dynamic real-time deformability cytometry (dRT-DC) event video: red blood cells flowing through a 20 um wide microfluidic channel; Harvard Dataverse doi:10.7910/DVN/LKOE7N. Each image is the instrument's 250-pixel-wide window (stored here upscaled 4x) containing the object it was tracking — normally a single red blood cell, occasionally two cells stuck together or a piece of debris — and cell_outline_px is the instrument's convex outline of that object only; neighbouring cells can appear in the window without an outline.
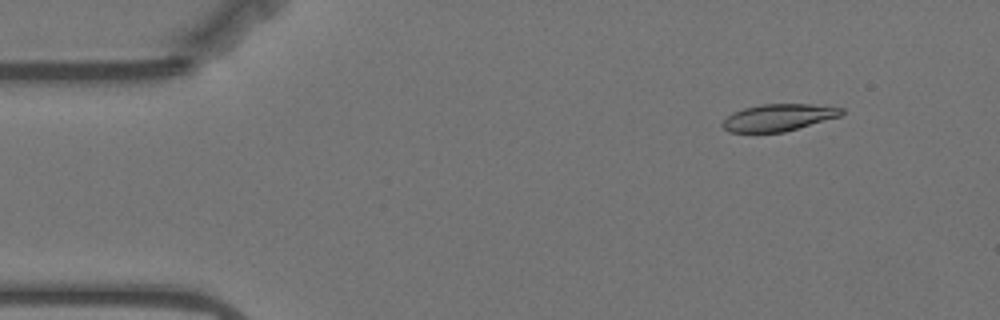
{"species": "Egyptian fruit bat (a non-hibernating species)", "species_latin": "Rousettus aegyptiacus", "temperature_condition": "warm", "stored_images_in_passage": 57, "camera_frame_rate_fps": 3000, "um_per_image_px": 0.085, "animal": {"sex": "female"}, "frame": {"image": 1, "passage_image": 6, "time_ms": 1.667, "image_size_px": [1000, 320], "cell_outline_px": [[844, 112], [840, 116], [784, 132], [728, 132], [720, 124], [732, 112], [744, 108], [760, 104], [812, 104], [844, 108]], "centroid_in_image_um": [66.16, 9.98], "position_along_channel_um": 18.8, "area_um2": 18.67}}
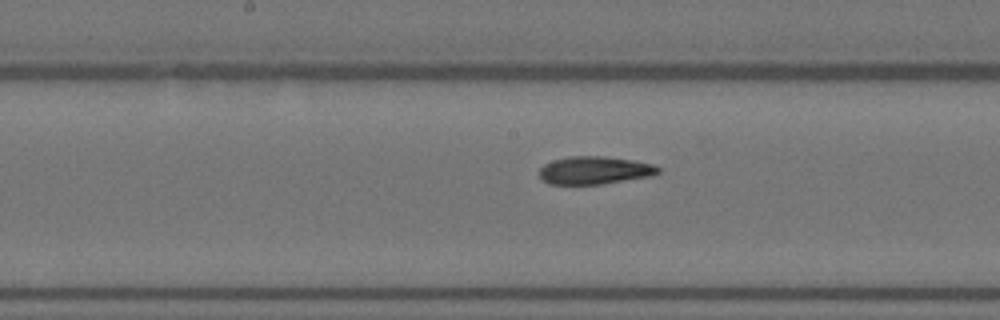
{"frame": {"image": 2, "passage_image": 28, "time_ms": 9.0, "image_size_px": [1000, 320], "cell_outline_px": [[660, 172], [652, 176], [600, 184], [548, 184], [540, 176], [540, 168], [544, 164], [552, 160], [568, 156], [604, 156], [632, 160], [652, 164], [660, 168]], "centroid_in_image_um": [50.53, 14.47], "position_along_channel_um": 197.7, "area_um2": 19.25}}
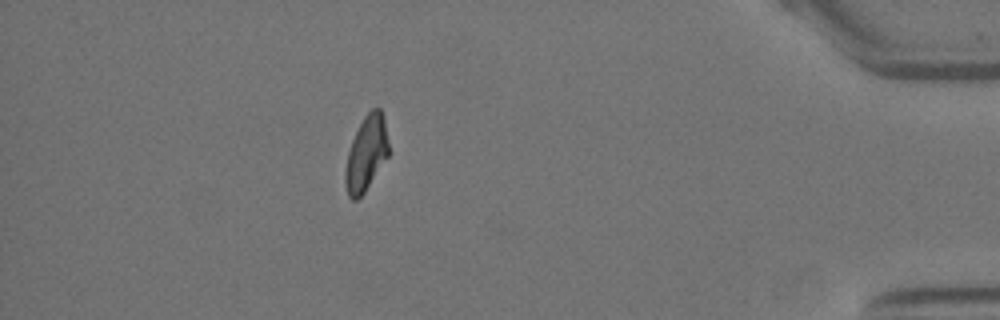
{"frame": {"image": 3, "passage_image": 50, "time_ms": 16.333, "image_size_px": [1000, 320], "cell_outline_px": [[388, 156], [364, 192], [356, 200], [352, 200], [348, 196], [344, 184], [344, 172], [348, 152], [352, 140], [364, 116], [372, 108], [380, 108], [384, 120], [388, 144]], "centroid_in_image_um": [31.1, 13.07], "position_along_channel_um": 404.1, "area_um2": 18.67}, "authors_computed_cell_mechanics": {"area_um2": 19.5942, "velocity_mm_per_s": 3.5223, "shape_relaxation_time_tau1_ms": 6.875, "shape_relaxation_time_tau2_ms": 3.739, "deformation_change_tau1": 0.1921, "deformation_change_tau2": 0.1054}}